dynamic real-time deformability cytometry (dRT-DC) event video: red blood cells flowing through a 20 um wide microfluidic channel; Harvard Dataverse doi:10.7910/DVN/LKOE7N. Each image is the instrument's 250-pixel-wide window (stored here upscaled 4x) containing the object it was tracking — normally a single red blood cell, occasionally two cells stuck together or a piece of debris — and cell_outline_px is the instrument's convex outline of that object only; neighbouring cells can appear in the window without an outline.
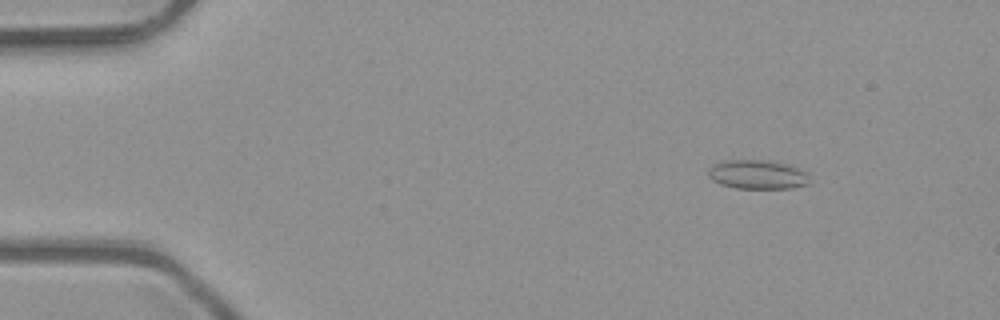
{"species": "common noctule bat (a hibernating species)", "species_latin": "Nyctalus noctula", "temperature_condition": "room temperature", "stored_images_in_passage": 7, "camera_frame_rate_fps": 3000, "um_per_image_px": 0.085, "animal": {"sex": "male", "body_mass_g": 23.1, "forearm_length_mm": 52.7}, "frame": {"image": 1, "passage_image": 2, "time_ms": 0.333, "image_size_px": [1000, 320], "cell_outline_px": [[808, 184], [792, 188], [736, 188], [720, 184], [712, 180], [708, 176], [708, 172], [720, 160], [764, 160], [788, 164], [808, 172]], "centroid_in_image_um": [64.4, 14.83], "position_along_channel_um": 20.6, "area_um2": 17.11}}
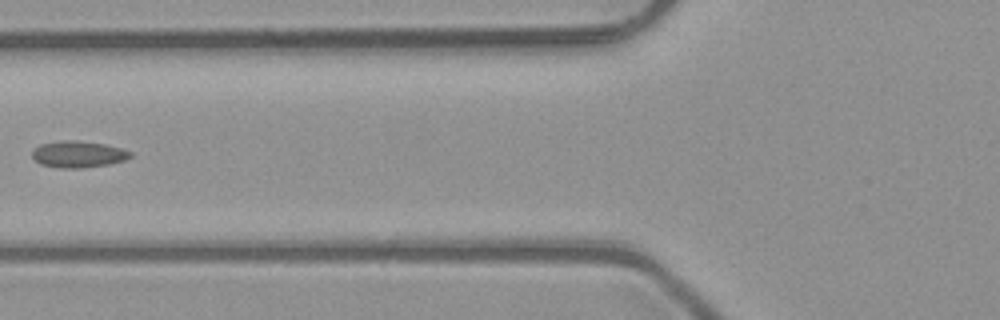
{"frame": {"image": 2, "passage_image": 6, "time_ms": 1.667, "image_size_px": [1000, 320], "cell_outline_px": [[132, 156], [124, 160], [108, 164], [80, 168], [60, 168], [40, 164], [32, 156], [32, 152], [40, 144], [60, 140], [76, 140], [104, 144], [120, 148], [132, 152]], "centroid_in_image_um": [6.64, 13.1], "position_along_channel_um": 119.2, "area_um2": 15.09}}
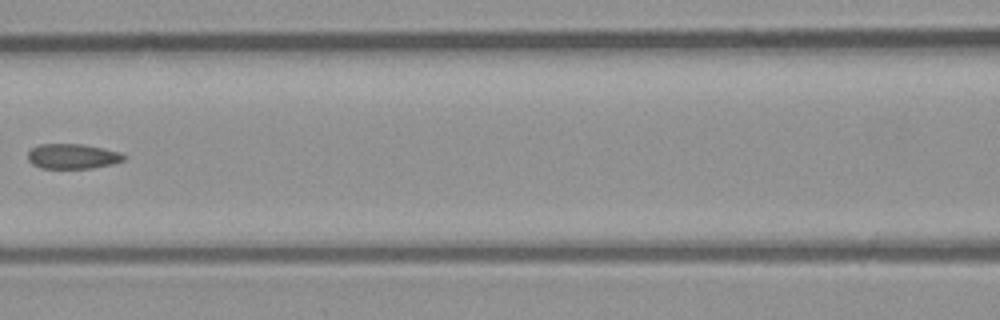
{"frame": {"image": 3, "passage_image": 7, "time_ms": 2.0, "image_size_px": [1000, 320], "cell_outline_px": [[128, 156], [124, 160], [112, 164], [92, 168], [40, 168], [32, 164], [28, 160], [28, 152], [32, 148], [40, 144], [84, 144], [104, 148], [120, 152]], "centroid_in_image_um": [6.19, 13.28], "position_along_channel_um": 160.4, "area_um2": 14.1}}